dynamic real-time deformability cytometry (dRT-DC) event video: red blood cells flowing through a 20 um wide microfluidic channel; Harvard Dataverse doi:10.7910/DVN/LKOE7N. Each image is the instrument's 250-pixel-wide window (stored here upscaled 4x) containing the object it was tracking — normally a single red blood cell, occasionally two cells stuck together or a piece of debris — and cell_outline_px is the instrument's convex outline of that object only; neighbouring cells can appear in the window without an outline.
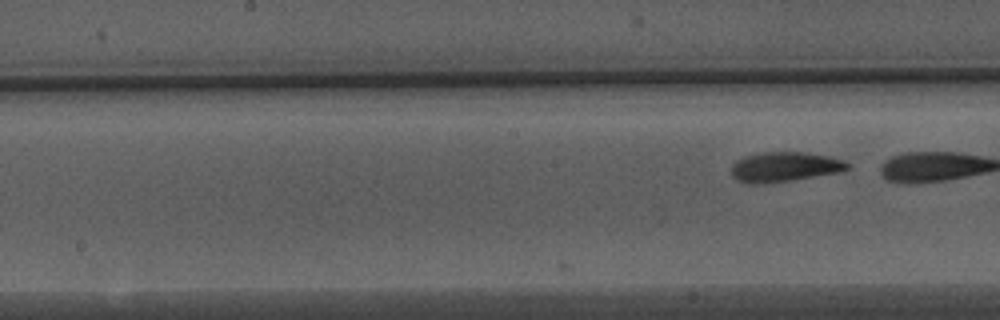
{"species": "Egyptian fruit bat (a non-hibernating species)", "species_latin": "Rousettus aegyptiacus", "temperature_condition": "warm", "stored_images_in_passage": 12, "camera_frame_rate_fps": 3000, "um_per_image_px": 0.085, "animal": {"sex": "male"}, "frame": {"image": 1, "passage_image": 12, "time_ms": 3.667, "image_size_px": [1000, 320], "cell_outline_px": [[848, 168], [840, 172], [792, 180], [756, 184], [748, 184], [736, 180], [732, 176], [732, 164], [736, 160], [744, 156], [764, 152], [804, 152], [828, 156], [844, 160], [848, 164]], "centroid_in_image_um": [66.65, 14.18], "position_along_channel_um": 181.5, "area_um2": 20.11}}